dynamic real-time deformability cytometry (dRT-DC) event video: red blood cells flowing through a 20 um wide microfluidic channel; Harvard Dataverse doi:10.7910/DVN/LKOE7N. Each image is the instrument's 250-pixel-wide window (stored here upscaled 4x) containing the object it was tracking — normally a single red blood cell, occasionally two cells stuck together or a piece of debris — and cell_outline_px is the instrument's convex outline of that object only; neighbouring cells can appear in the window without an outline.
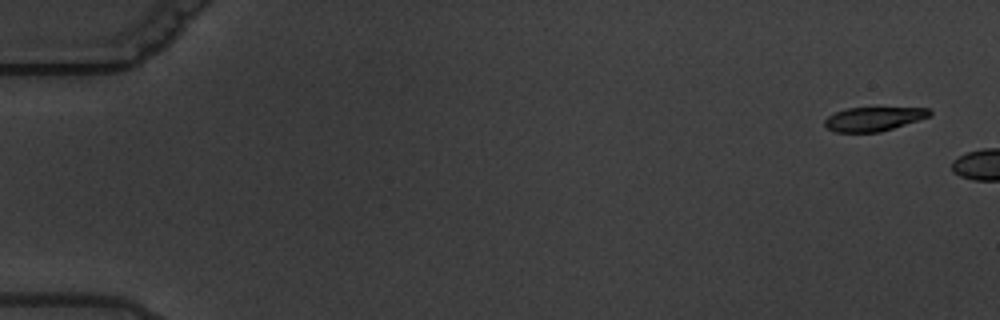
{"species": "common noctule bat (a hibernating species)", "species_latin": "Nyctalus noctula", "temperature_condition": "warm", "stored_images_in_passage": 3, "camera_frame_rate_fps": 3000, "um_per_image_px": 0.085, "animal": {"sex": "male", "body_mass_g": 19.5, "forearm_length_mm": 54.6}, "frame": {"image": 1, "passage_image": 1, "time_ms": 0.0, "image_size_px": [1000, 320], "cell_outline_px": [[932, 116], [880, 132], [836, 132], [828, 128], [824, 124], [824, 120], [828, 116], [836, 112], [848, 108], [928, 108], [932, 112]], "centroid_in_image_um": [74.27, 10.11], "position_along_channel_um": 10.7, "area_um2": 14.57}}